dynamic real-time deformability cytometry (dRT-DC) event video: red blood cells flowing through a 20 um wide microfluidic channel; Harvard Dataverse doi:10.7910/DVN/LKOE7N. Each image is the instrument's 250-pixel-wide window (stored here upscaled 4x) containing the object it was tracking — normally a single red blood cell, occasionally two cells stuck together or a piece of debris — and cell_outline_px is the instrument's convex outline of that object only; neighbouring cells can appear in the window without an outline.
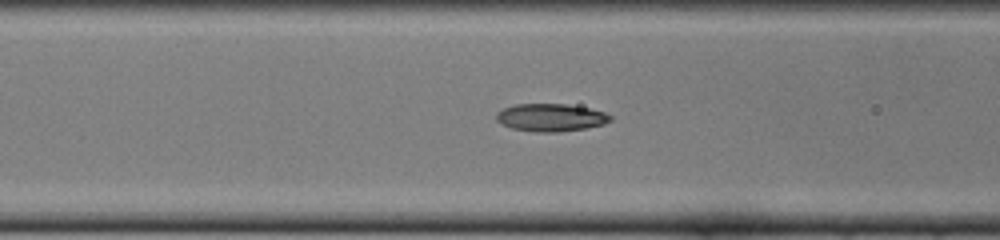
{"species": "common noctule bat (a hibernating species)", "species_latin": "Nyctalus noctula", "temperature_condition": "cold", "stored_images_in_passage": 40, "camera_frame_rate_fps": 3000, "um_per_image_px": 0.085, "animal": {"sex": "female", "body_mass_g": 22.0, "forearm_length_mm": 56.7}, "frame": {"image": 1, "passage_image": 20, "time_ms": 6.333, "image_size_px": [1000, 240], "cell_outline_px": [[612, 120], [604, 124], [588, 128], [556, 132], [536, 132], [512, 128], [500, 124], [496, 120], [496, 112], [504, 108], [516, 104], [568, 104], [588, 108], [604, 112], [612, 116]], "centroid_in_image_um": [46.81, 9.99], "position_along_channel_um": 119.8, "area_um2": 18.5}}
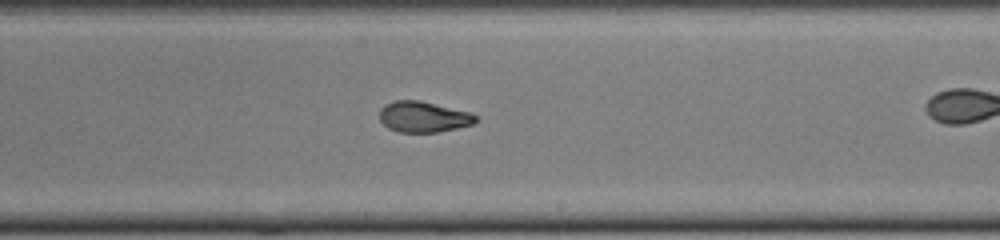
{"frame": {"image": 2, "passage_image": 30, "time_ms": 9.667, "image_size_px": [1000, 240], "cell_outline_px": [[480, 120], [472, 124], [456, 128], [436, 132], [396, 132], [388, 128], [380, 120], [380, 108], [384, 104], [392, 100], [420, 100], [468, 112], [480, 116]], "centroid_in_image_um": [35.98, 9.92], "position_along_channel_um": 253.0, "area_um2": 17.4}}
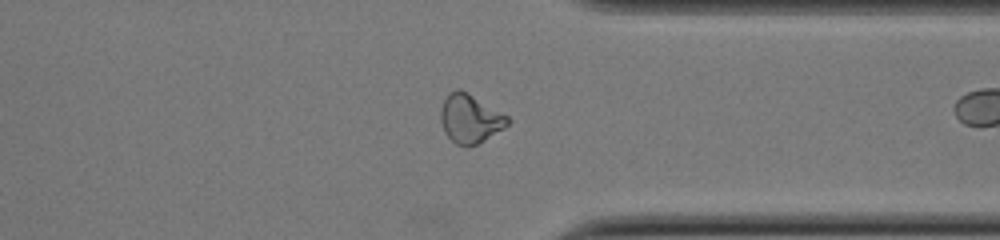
{"frame": {"image": 3, "passage_image": 39, "time_ms": 12.667, "image_size_px": [1000, 240], "cell_outline_px": [[508, 124], [504, 128], [476, 144], [468, 148], [456, 144], [444, 132], [440, 120], [440, 112], [444, 100], [448, 92], [456, 88], [460, 88], [468, 92], [508, 116]], "centroid_in_image_um": [39.92, 10.07], "position_along_channel_um": 371.5, "area_um2": 19.02}}